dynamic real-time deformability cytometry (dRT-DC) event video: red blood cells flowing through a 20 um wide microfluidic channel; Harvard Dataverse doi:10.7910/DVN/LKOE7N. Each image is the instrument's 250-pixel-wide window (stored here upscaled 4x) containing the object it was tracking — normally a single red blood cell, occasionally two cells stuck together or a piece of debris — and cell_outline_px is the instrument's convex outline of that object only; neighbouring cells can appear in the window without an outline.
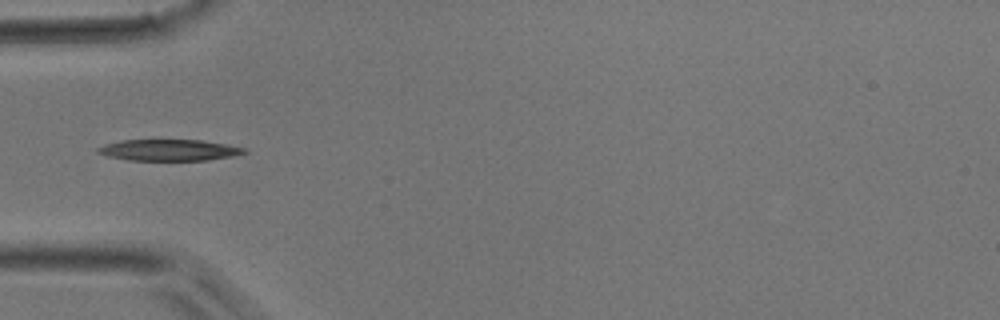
{"species": "common noctule bat (a hibernating species)", "species_latin": "Nyctalus noctula", "temperature_condition": "room temperature", "stored_images_in_passage": 23, "camera_frame_rate_fps": 3000, "um_per_image_px": 0.085, "animal": {"sex": "male", "body_mass_g": 17.9}, "frame": {"image": 1, "passage_image": 4, "time_ms": 1.0, "image_size_px": [1000, 320], "cell_outline_px": [[236, 152], [216, 156], [192, 160], [148, 160], [128, 156], [124, 144], [140, 140], [184, 140], [212, 144], [228, 148]], "centroid_in_image_um": [14.77, 12.75], "position_along_channel_um": 70.2, "area_um2": 12.48}}
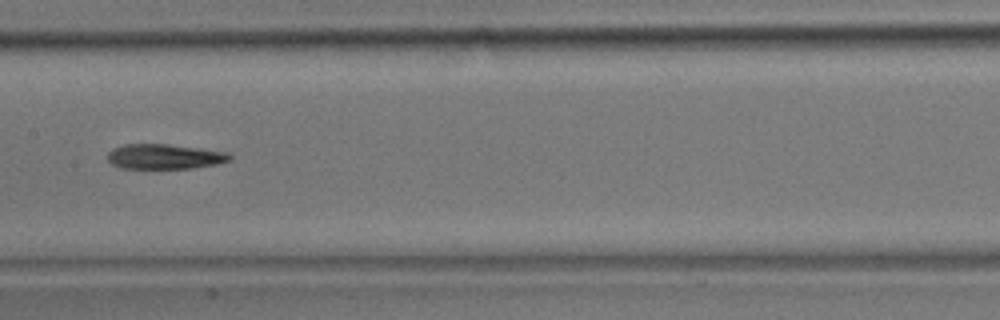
{"frame": {"image": 2, "passage_image": 12, "time_ms": 3.667, "image_size_px": [1000, 320], "cell_outline_px": [[224, 156], [220, 160], [196, 164], [168, 168], [152, 168], [128, 164], [136, 148], [172, 148], [204, 152]], "centroid_in_image_um": [14.45, 13.4], "position_along_channel_um": 192.9, "area_um2": 10.0}}
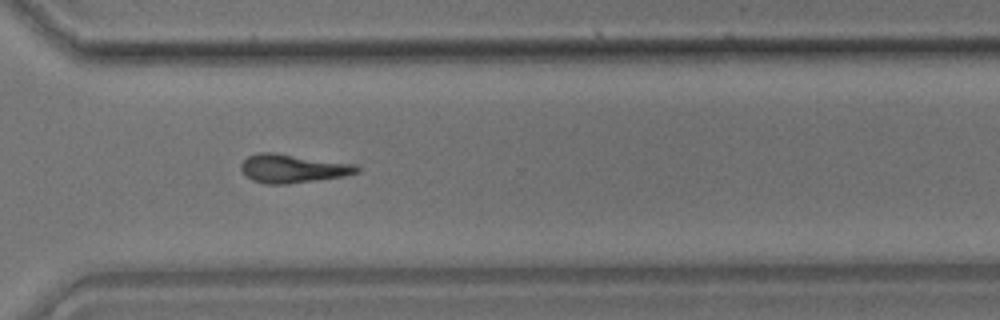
{"frame": {"image": 3, "passage_image": 22, "time_ms": 7.0, "image_size_px": [1000, 320], "cell_outline_px": [[352, 168], [348, 172], [328, 176], [296, 180], [264, 180], [256, 160], [256, 156], [280, 156]], "centroid_in_image_um": [25.1, 14.33], "position_along_channel_um": 345.5, "area_um2": 11.33}}